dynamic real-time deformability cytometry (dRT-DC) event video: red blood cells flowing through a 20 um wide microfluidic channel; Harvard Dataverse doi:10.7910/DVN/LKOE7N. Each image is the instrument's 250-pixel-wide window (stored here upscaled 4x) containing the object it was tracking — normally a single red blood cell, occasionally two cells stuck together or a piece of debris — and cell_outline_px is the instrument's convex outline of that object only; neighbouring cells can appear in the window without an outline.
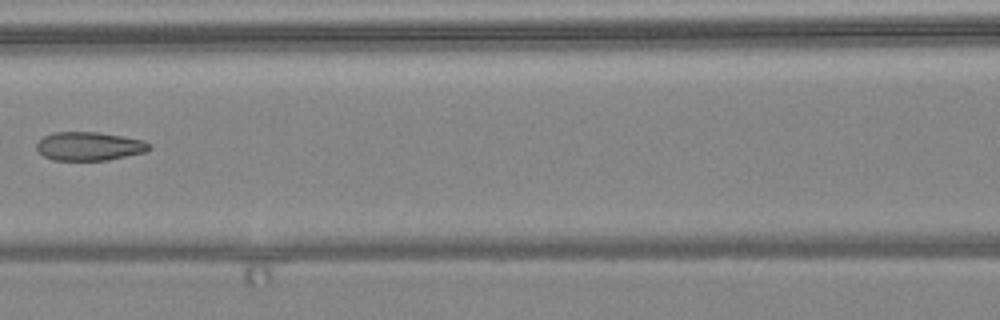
{"species": "common noctule bat (a hibernating species)", "species_latin": "Nyctalus noctula", "temperature_condition": "warm", "stored_images_in_passage": 7, "camera_frame_rate_fps": 3000, "um_per_image_px": 0.085, "animal": {"sex": "female", "body_mass_g": 24.6, "forearm_length_mm": 56.2}, "frame": {"image": 1, "passage_image": 6, "time_ms": 7.0, "image_size_px": [1000, 320], "cell_outline_px": [[152, 148], [144, 152], [108, 160], [52, 160], [44, 156], [36, 148], [36, 144], [44, 136], [52, 132], [96, 132], [144, 140], [152, 144]], "centroid_in_image_um": [7.59, 12.43], "position_along_channel_um": 159.0, "area_um2": 18.73}}
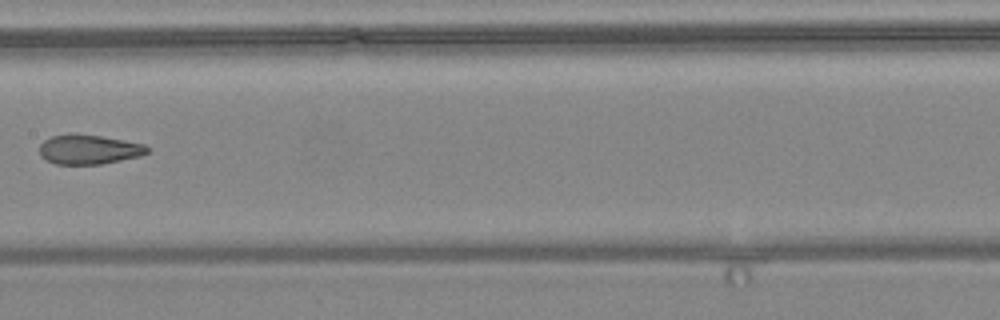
{"frame": {"image": 2, "passage_image": 7, "time_ms": 8.0, "image_size_px": [1000, 320], "cell_outline_px": [[148, 152], [140, 156], [100, 164], [56, 164], [44, 160], [40, 156], [40, 144], [44, 140], [52, 136], [100, 136], [124, 140], [144, 144], [148, 148]], "centroid_in_image_um": [7.55, 12.74], "position_along_channel_um": 199.9, "area_um2": 17.98}}